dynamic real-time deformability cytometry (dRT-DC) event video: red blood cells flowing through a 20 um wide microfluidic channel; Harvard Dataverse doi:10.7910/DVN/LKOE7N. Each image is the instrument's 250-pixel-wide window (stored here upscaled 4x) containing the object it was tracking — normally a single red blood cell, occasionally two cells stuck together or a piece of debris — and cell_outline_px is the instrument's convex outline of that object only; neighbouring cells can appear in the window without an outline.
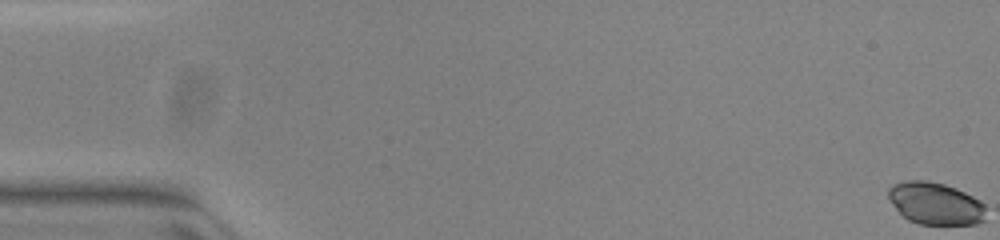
{"species": "common noctule bat (a hibernating species)", "species_latin": "Nyctalus noctula", "temperature_condition": "warm", "stored_images_in_passage": 53, "camera_frame_rate_fps": 3000, "um_per_image_px": 0.085, "animal": {"sex": "female", "body_mass_g": 23.0, "forearm_length_mm": 53.4}, "frame": {"image": 1, "passage_image": 1, "time_ms": 0.0, "image_size_px": [1000, 240], "cell_outline_px": [[984, 220], [976, 224], [920, 224], [908, 220], [888, 200], [888, 188], [892, 184], [908, 180], [928, 180], [944, 184], [956, 188], [980, 200], [984, 204]], "centroid_in_image_um": [79.48, 17.28], "position_along_channel_um": 5.5, "area_um2": 23.99}}
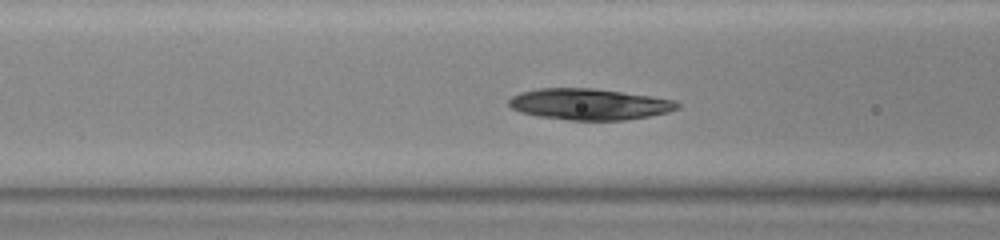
{"frame": {"image": 2, "passage_image": 22, "time_ms": 7.0, "image_size_px": [1000, 240], "cell_outline_px": [[680, 108], [668, 112], [648, 116], [624, 120], [568, 120], [540, 116], [520, 112], [512, 108], [508, 104], [508, 100], [512, 96], [520, 92], [540, 88], [592, 88], [648, 96], [672, 100], [680, 104]], "centroid_in_image_um": [50.05, 8.86], "position_along_channel_um": 116.5, "area_um2": 30.35}}
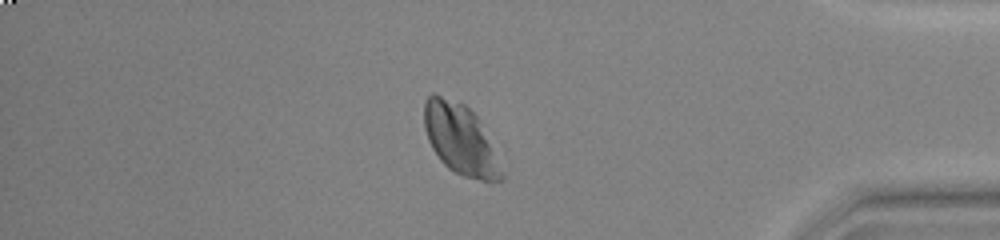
{"frame": {"image": 3, "passage_image": 46, "time_ms": 15.0, "image_size_px": [1000, 240], "cell_outline_px": [[504, 180], [492, 184], [464, 176], [448, 168], [440, 160], [432, 148], [428, 140], [424, 128], [424, 104], [428, 96], [432, 92], [464, 104], [476, 116], [504, 176]], "centroid_in_image_um": [39.08, 11.87], "position_along_channel_um": 396.1, "area_um2": 31.15}}